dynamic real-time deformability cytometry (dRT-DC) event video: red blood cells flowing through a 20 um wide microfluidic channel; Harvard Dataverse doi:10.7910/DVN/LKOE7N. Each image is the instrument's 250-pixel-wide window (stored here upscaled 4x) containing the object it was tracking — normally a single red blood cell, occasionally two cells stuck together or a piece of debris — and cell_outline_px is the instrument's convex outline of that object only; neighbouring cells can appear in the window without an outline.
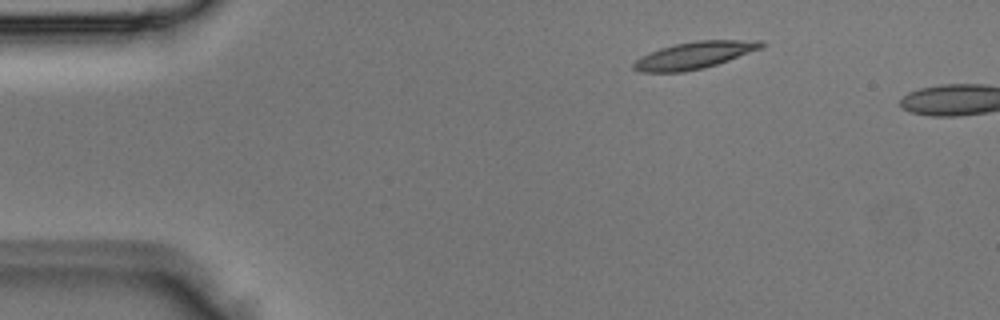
{"species": "Egyptian fruit bat (a non-hibernating species)", "species_latin": "Rousettus aegyptiacus", "temperature_condition": "room temperature", "stored_images_in_passage": 2, "camera_frame_rate_fps": 3000, "um_per_image_px": 0.085, "animal": {"sex": "male"}, "frame": {"image": 1, "passage_image": 1, "time_ms": 0.0, "image_size_px": [1000, 320], "cell_outline_px": [[764, 44], [760, 48], [728, 60], [704, 68], [684, 72], [640, 72], [632, 68], [632, 64], [640, 56], [660, 48], [676, 44], [696, 40], [764, 40]], "centroid_in_image_um": [58.97, 4.7], "position_along_channel_um": 26.0, "area_um2": 19.94}}